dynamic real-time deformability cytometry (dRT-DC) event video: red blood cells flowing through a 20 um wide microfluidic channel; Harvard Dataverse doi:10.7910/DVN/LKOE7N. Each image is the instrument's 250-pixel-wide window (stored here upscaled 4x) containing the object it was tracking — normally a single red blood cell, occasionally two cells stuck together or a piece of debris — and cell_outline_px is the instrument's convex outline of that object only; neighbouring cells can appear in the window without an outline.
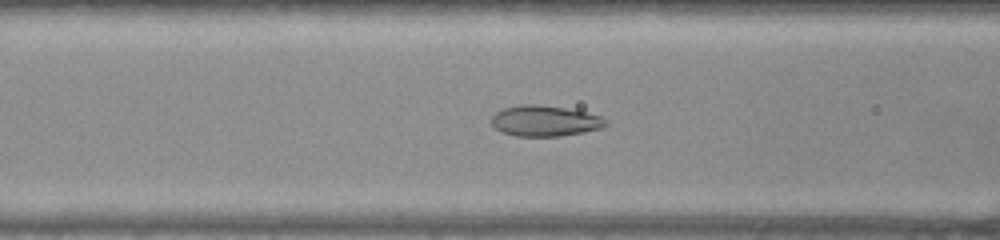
{"species": "common noctule bat (a hibernating species)", "species_latin": "Nyctalus noctula", "temperature_condition": "warm", "stored_images_in_passage": 52, "camera_frame_rate_fps": 3000, "um_per_image_px": 0.085, "animal": {"sex": "female", "body_mass_g": 22.0, "forearm_length_mm": 56.7}, "frame": {"image": 1, "passage_image": 20, "time_ms": 6.333, "image_size_px": [1000, 240], "cell_outline_px": [[608, 124], [600, 128], [584, 132], [560, 136], [516, 136], [504, 132], [496, 128], [492, 124], [492, 116], [496, 112], [504, 108], [520, 104], [536, 104], [564, 108], [584, 112], [600, 116], [608, 120]], "centroid_in_image_um": [46.32, 10.27], "position_along_channel_um": 120.3, "area_um2": 20.29}}
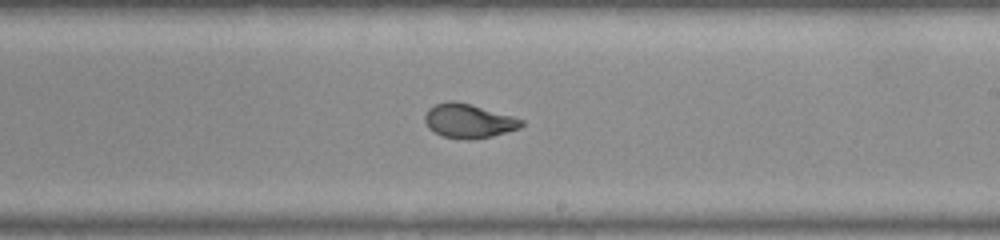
{"frame": {"image": 2, "passage_image": 30, "time_ms": 9.667, "image_size_px": [1000, 240], "cell_outline_px": [[524, 124], [520, 128], [492, 136], [472, 140], [464, 140], [444, 136], [428, 128], [424, 120], [424, 116], [428, 108], [436, 104], [448, 100], [456, 100], [472, 104], [512, 116], [524, 120]], "centroid_in_image_um": [39.82, 10.27], "position_along_channel_um": 249.2, "area_um2": 19.36}}
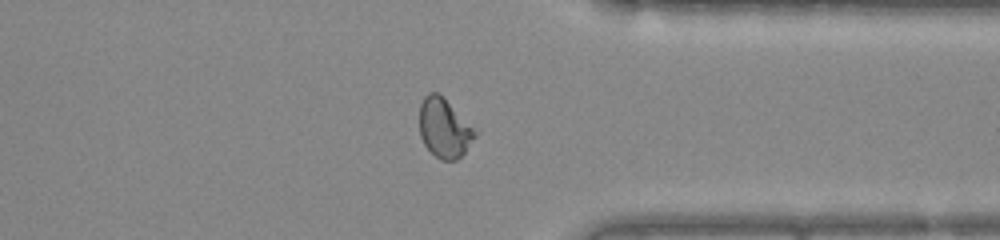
{"frame": {"image": 3, "passage_image": 40, "time_ms": 13.0, "image_size_px": [1000, 240], "cell_outline_px": [[480, 132], [464, 152], [456, 160], [440, 160], [424, 144], [420, 136], [420, 104], [424, 96], [428, 92], [436, 92], [480, 128]], "centroid_in_image_um": [37.84, 10.87], "position_along_channel_um": 373.6, "area_um2": 19.65}, "authors_computed_cell_mechanics": {"area_um2": 20.3745, "velocity_mm_per_s": 3.8733, "shape_relaxation_time_tau1_ms": 8.3313, "shape_relaxation_time_tau2_ms": null, "deformation_change_tau1": 0.2565, "deformation_change_tau2": null}}